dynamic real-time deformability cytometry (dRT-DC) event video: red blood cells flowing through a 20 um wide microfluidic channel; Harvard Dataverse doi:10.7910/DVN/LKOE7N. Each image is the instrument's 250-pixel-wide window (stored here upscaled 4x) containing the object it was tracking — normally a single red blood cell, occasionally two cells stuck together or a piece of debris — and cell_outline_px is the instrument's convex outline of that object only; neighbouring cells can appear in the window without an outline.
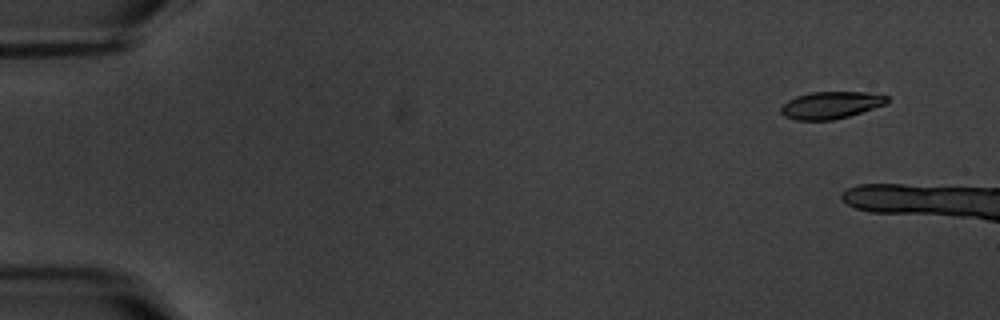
{"species": "common noctule bat (a hibernating species)", "species_latin": "Nyctalus noctula", "temperature_condition": "warm", "stored_images_in_passage": 2, "camera_frame_rate_fps": 3000, "um_per_image_px": 0.085, "animal": {"sex": "male", "body_mass_g": 20.1, "forearm_length_mm": 53.5}, "frame": {"image": 1, "passage_image": 1, "time_ms": 0.0, "image_size_px": [1000, 320], "cell_outline_px": [[888, 100], [884, 104], [848, 116], [832, 120], [796, 120], [784, 116], [780, 112], [780, 108], [788, 100], [796, 96], [812, 92], [868, 92], [888, 96]], "centroid_in_image_um": [70.58, 8.93], "position_along_channel_um": 14.4, "area_um2": 16.59}}